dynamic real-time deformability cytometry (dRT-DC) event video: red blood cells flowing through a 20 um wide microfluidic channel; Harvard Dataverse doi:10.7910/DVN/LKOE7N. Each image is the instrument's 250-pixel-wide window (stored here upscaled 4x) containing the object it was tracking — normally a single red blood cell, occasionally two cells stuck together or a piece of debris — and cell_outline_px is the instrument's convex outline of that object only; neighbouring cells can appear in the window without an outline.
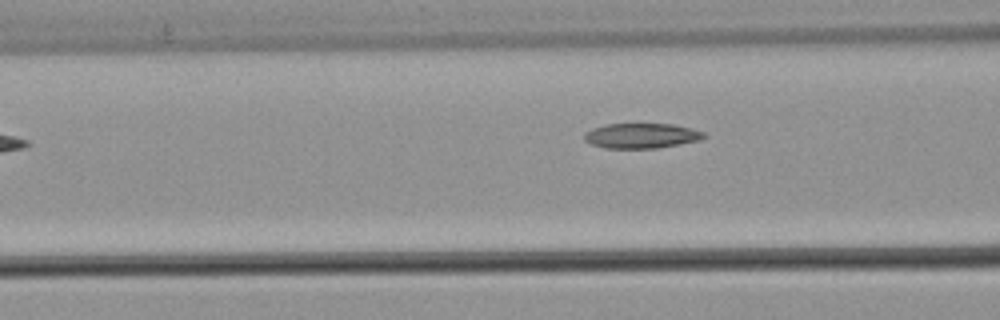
{"species": "common noctule bat (a hibernating species)", "species_latin": "Nyctalus noctula", "temperature_condition": "warm", "stored_images_in_passage": 4, "segment_of_instrument_passage": [2, 2], "camera_frame_rate_fps": 3000, "um_per_image_px": 0.085, "animal": {"sex": "male", "body_mass_g": 21.5, "forearm_length_mm": 52.0}, "frame": {"image": 1, "passage_image": 4, "time_ms": 1.0, "image_size_px": [1000, 320], "cell_outline_px": [[708, 136], [700, 140], [660, 148], [604, 148], [592, 144], [584, 140], [584, 132], [592, 128], [604, 124], [672, 124], [692, 128], [704, 132]], "centroid_in_image_um": [54.53, 11.54], "position_along_channel_um": 112.1, "area_um2": 17.63}}